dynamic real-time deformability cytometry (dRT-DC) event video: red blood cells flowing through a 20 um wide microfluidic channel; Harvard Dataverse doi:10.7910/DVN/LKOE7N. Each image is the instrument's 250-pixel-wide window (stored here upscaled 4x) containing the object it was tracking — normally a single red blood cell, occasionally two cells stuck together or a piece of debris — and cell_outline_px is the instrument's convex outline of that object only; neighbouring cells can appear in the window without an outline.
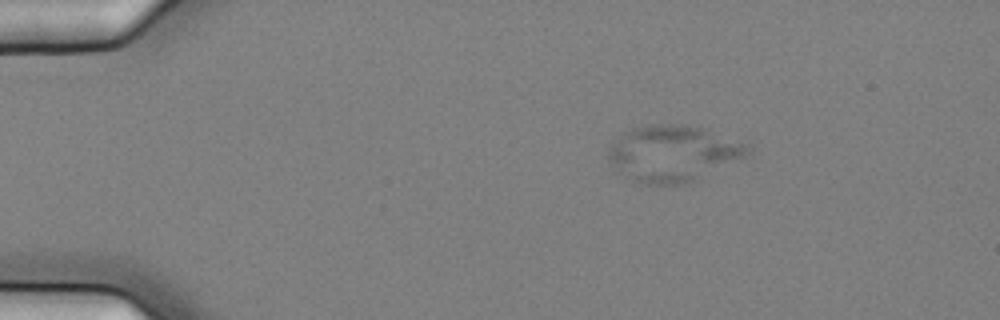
{"species": "common noctule bat (a hibernating species)", "species_latin": "Nyctalus noctula", "temperature_condition": "cold", "stored_images_in_passage": 5, "camera_frame_rate_fps": 3000, "um_per_image_px": 0.085, "animal": {"sex": "female", "body_mass_g": 25.1}, "frame": {"image": 1, "passage_image": 2, "time_ms": 0.333, "image_size_px": [1000, 320], "cell_outline_px": [[752, 156], [696, 180], [684, 184], [644, 184], [632, 180], [608, 160], [608, 152], [612, 144], [624, 132], [632, 128], [644, 124], [684, 124], [704, 128], [752, 144]], "centroid_in_image_um": [57.34, 13.02], "position_along_channel_um": 27.7, "area_um2": 46.3}}
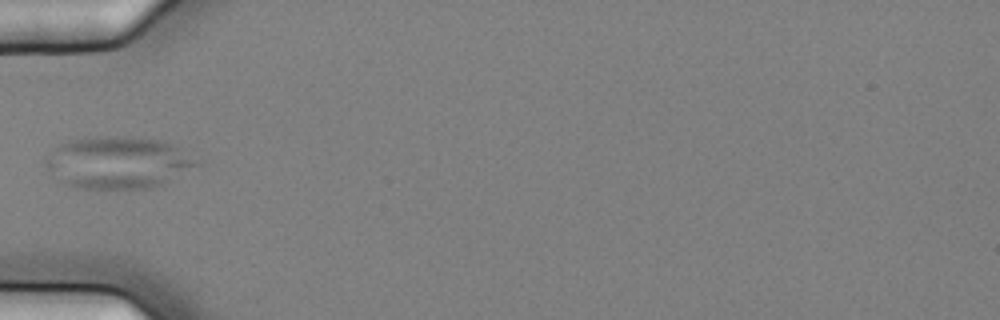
{"frame": {"image": 2, "passage_image": 5, "time_ms": 1.333, "image_size_px": [1000, 320], "cell_outline_px": [[200, 164], [152, 188], [76, 188], [64, 184], [44, 164], [44, 160], [60, 144], [68, 140], [96, 136], [132, 136], [160, 140], [172, 144], [196, 160]], "centroid_in_image_um": [9.98, 13.8], "position_along_channel_um": 75.0, "area_um2": 45.2}}